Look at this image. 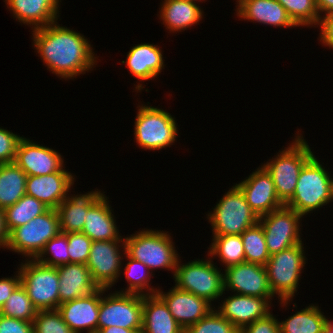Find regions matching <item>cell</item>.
<instances>
[{"label":"cell","instance_id":"obj_1","mask_svg":"<svg viewBox=\"0 0 333 333\" xmlns=\"http://www.w3.org/2000/svg\"><path fill=\"white\" fill-rule=\"evenodd\" d=\"M58 22L33 29V44L49 71L63 79L85 74L97 65L93 48L84 35Z\"/></svg>","mask_w":333,"mask_h":333},{"label":"cell","instance_id":"obj_2","mask_svg":"<svg viewBox=\"0 0 333 333\" xmlns=\"http://www.w3.org/2000/svg\"><path fill=\"white\" fill-rule=\"evenodd\" d=\"M315 155L303 166L293 196L285 203L302 216L333 201V179Z\"/></svg>","mask_w":333,"mask_h":333},{"label":"cell","instance_id":"obj_3","mask_svg":"<svg viewBox=\"0 0 333 333\" xmlns=\"http://www.w3.org/2000/svg\"><path fill=\"white\" fill-rule=\"evenodd\" d=\"M294 142L279 151L275 158L262 166L270 174L278 198L285 204L294 194L303 166L314 156L302 134H296Z\"/></svg>","mask_w":333,"mask_h":333},{"label":"cell","instance_id":"obj_4","mask_svg":"<svg viewBox=\"0 0 333 333\" xmlns=\"http://www.w3.org/2000/svg\"><path fill=\"white\" fill-rule=\"evenodd\" d=\"M168 232L158 230H140L127 236L125 240L126 253L133 259L142 262L150 271L155 268L175 269L179 255L174 247V242Z\"/></svg>","mask_w":333,"mask_h":333},{"label":"cell","instance_id":"obj_5","mask_svg":"<svg viewBox=\"0 0 333 333\" xmlns=\"http://www.w3.org/2000/svg\"><path fill=\"white\" fill-rule=\"evenodd\" d=\"M303 249V243H299L275 253L270 256L265 265L272 294L278 295V299L284 307L288 305L297 292L301 270L306 264Z\"/></svg>","mask_w":333,"mask_h":333},{"label":"cell","instance_id":"obj_6","mask_svg":"<svg viewBox=\"0 0 333 333\" xmlns=\"http://www.w3.org/2000/svg\"><path fill=\"white\" fill-rule=\"evenodd\" d=\"M213 236L241 235L259 222V217L246 202L241 189L235 184L207 214Z\"/></svg>","mask_w":333,"mask_h":333},{"label":"cell","instance_id":"obj_7","mask_svg":"<svg viewBox=\"0 0 333 333\" xmlns=\"http://www.w3.org/2000/svg\"><path fill=\"white\" fill-rule=\"evenodd\" d=\"M60 218L57 209L49 208L27 224L13 229L8 235L6 249L35 259L45 244L58 235Z\"/></svg>","mask_w":333,"mask_h":333},{"label":"cell","instance_id":"obj_8","mask_svg":"<svg viewBox=\"0 0 333 333\" xmlns=\"http://www.w3.org/2000/svg\"><path fill=\"white\" fill-rule=\"evenodd\" d=\"M208 259H198L184 265L178 260L173 278L178 289L212 303L224 294V279L223 272L212 263V258Z\"/></svg>","mask_w":333,"mask_h":333},{"label":"cell","instance_id":"obj_9","mask_svg":"<svg viewBox=\"0 0 333 333\" xmlns=\"http://www.w3.org/2000/svg\"><path fill=\"white\" fill-rule=\"evenodd\" d=\"M135 119L134 134L139 147L148 150H161L172 145L178 130L175 118L163 109L139 105Z\"/></svg>","mask_w":333,"mask_h":333},{"label":"cell","instance_id":"obj_10","mask_svg":"<svg viewBox=\"0 0 333 333\" xmlns=\"http://www.w3.org/2000/svg\"><path fill=\"white\" fill-rule=\"evenodd\" d=\"M18 268L21 285L38 310H57L59 307V275L56 267L36 259H27Z\"/></svg>","mask_w":333,"mask_h":333},{"label":"cell","instance_id":"obj_11","mask_svg":"<svg viewBox=\"0 0 333 333\" xmlns=\"http://www.w3.org/2000/svg\"><path fill=\"white\" fill-rule=\"evenodd\" d=\"M107 290L102 288L97 331L112 326L142 330L143 295L115 291L103 298Z\"/></svg>","mask_w":333,"mask_h":333},{"label":"cell","instance_id":"obj_12","mask_svg":"<svg viewBox=\"0 0 333 333\" xmlns=\"http://www.w3.org/2000/svg\"><path fill=\"white\" fill-rule=\"evenodd\" d=\"M302 217L286 205L259 217L270 256L302 243L299 233Z\"/></svg>","mask_w":333,"mask_h":333},{"label":"cell","instance_id":"obj_13","mask_svg":"<svg viewBox=\"0 0 333 333\" xmlns=\"http://www.w3.org/2000/svg\"><path fill=\"white\" fill-rule=\"evenodd\" d=\"M122 246L123 253L119 249ZM125 253V240L92 242L86 265L99 288L110 289L116 280H119L118 277L122 273L121 267H123L121 264L124 259L122 255Z\"/></svg>","mask_w":333,"mask_h":333},{"label":"cell","instance_id":"obj_14","mask_svg":"<svg viewBox=\"0 0 333 333\" xmlns=\"http://www.w3.org/2000/svg\"><path fill=\"white\" fill-rule=\"evenodd\" d=\"M223 279L224 292L228 289L227 291L252 297L272 298L274 296L264 265L242 262L229 266L225 268Z\"/></svg>","mask_w":333,"mask_h":333},{"label":"cell","instance_id":"obj_15","mask_svg":"<svg viewBox=\"0 0 333 333\" xmlns=\"http://www.w3.org/2000/svg\"><path fill=\"white\" fill-rule=\"evenodd\" d=\"M63 160L58 151L23 137L16 150L14 162L27 176H40L66 171L63 169Z\"/></svg>","mask_w":333,"mask_h":333},{"label":"cell","instance_id":"obj_16","mask_svg":"<svg viewBox=\"0 0 333 333\" xmlns=\"http://www.w3.org/2000/svg\"><path fill=\"white\" fill-rule=\"evenodd\" d=\"M240 183L236 184L243 192L246 202L258 217L285 205L275 190L270 174L261 166Z\"/></svg>","mask_w":333,"mask_h":333},{"label":"cell","instance_id":"obj_17","mask_svg":"<svg viewBox=\"0 0 333 333\" xmlns=\"http://www.w3.org/2000/svg\"><path fill=\"white\" fill-rule=\"evenodd\" d=\"M157 294L165 301L172 316L184 330L214 309L206 299L180 290L176 286L167 293L159 289Z\"/></svg>","mask_w":333,"mask_h":333},{"label":"cell","instance_id":"obj_18","mask_svg":"<svg viewBox=\"0 0 333 333\" xmlns=\"http://www.w3.org/2000/svg\"><path fill=\"white\" fill-rule=\"evenodd\" d=\"M270 299L272 300V298L252 297L235 293L225 298L223 304L216 311L241 331L247 325L270 313Z\"/></svg>","mask_w":333,"mask_h":333},{"label":"cell","instance_id":"obj_19","mask_svg":"<svg viewBox=\"0 0 333 333\" xmlns=\"http://www.w3.org/2000/svg\"><path fill=\"white\" fill-rule=\"evenodd\" d=\"M74 177V178H73ZM75 176L67 171H57L49 175L28 176L26 194L35 197L51 209L58 206L68 197Z\"/></svg>","mask_w":333,"mask_h":333},{"label":"cell","instance_id":"obj_20","mask_svg":"<svg viewBox=\"0 0 333 333\" xmlns=\"http://www.w3.org/2000/svg\"><path fill=\"white\" fill-rule=\"evenodd\" d=\"M102 288L97 289L86 297L64 302L57 308L64 322L75 332L87 333L97 331L99 306Z\"/></svg>","mask_w":333,"mask_h":333},{"label":"cell","instance_id":"obj_21","mask_svg":"<svg viewBox=\"0 0 333 333\" xmlns=\"http://www.w3.org/2000/svg\"><path fill=\"white\" fill-rule=\"evenodd\" d=\"M56 268L59 275V305L86 297L99 289L86 264L68 263Z\"/></svg>","mask_w":333,"mask_h":333},{"label":"cell","instance_id":"obj_22","mask_svg":"<svg viewBox=\"0 0 333 333\" xmlns=\"http://www.w3.org/2000/svg\"><path fill=\"white\" fill-rule=\"evenodd\" d=\"M237 16L275 27H297L277 0H237Z\"/></svg>","mask_w":333,"mask_h":333},{"label":"cell","instance_id":"obj_23","mask_svg":"<svg viewBox=\"0 0 333 333\" xmlns=\"http://www.w3.org/2000/svg\"><path fill=\"white\" fill-rule=\"evenodd\" d=\"M7 8L20 23L32 25V30L58 20L61 0H5ZM9 6V7H8ZM34 25V27H33Z\"/></svg>","mask_w":333,"mask_h":333},{"label":"cell","instance_id":"obj_24","mask_svg":"<svg viewBox=\"0 0 333 333\" xmlns=\"http://www.w3.org/2000/svg\"><path fill=\"white\" fill-rule=\"evenodd\" d=\"M105 194L88 210L82 233L92 241L124 240L119 235L115 216Z\"/></svg>","mask_w":333,"mask_h":333},{"label":"cell","instance_id":"obj_25","mask_svg":"<svg viewBox=\"0 0 333 333\" xmlns=\"http://www.w3.org/2000/svg\"><path fill=\"white\" fill-rule=\"evenodd\" d=\"M122 63H126L132 76L140 82L156 78L165 65L161 48L150 43H141L132 47L126 61Z\"/></svg>","mask_w":333,"mask_h":333},{"label":"cell","instance_id":"obj_26","mask_svg":"<svg viewBox=\"0 0 333 333\" xmlns=\"http://www.w3.org/2000/svg\"><path fill=\"white\" fill-rule=\"evenodd\" d=\"M103 195L97 189L86 194L68 196L57 208L61 232H82L88 210Z\"/></svg>","mask_w":333,"mask_h":333},{"label":"cell","instance_id":"obj_27","mask_svg":"<svg viewBox=\"0 0 333 333\" xmlns=\"http://www.w3.org/2000/svg\"><path fill=\"white\" fill-rule=\"evenodd\" d=\"M165 301L158 295L143 296L141 333H184Z\"/></svg>","mask_w":333,"mask_h":333},{"label":"cell","instance_id":"obj_28","mask_svg":"<svg viewBox=\"0 0 333 333\" xmlns=\"http://www.w3.org/2000/svg\"><path fill=\"white\" fill-rule=\"evenodd\" d=\"M160 19L170 32H181L203 19V10L194 1L164 0Z\"/></svg>","mask_w":333,"mask_h":333},{"label":"cell","instance_id":"obj_29","mask_svg":"<svg viewBox=\"0 0 333 333\" xmlns=\"http://www.w3.org/2000/svg\"><path fill=\"white\" fill-rule=\"evenodd\" d=\"M27 177L15 162L0 164V209L14 205L26 194Z\"/></svg>","mask_w":333,"mask_h":333},{"label":"cell","instance_id":"obj_30","mask_svg":"<svg viewBox=\"0 0 333 333\" xmlns=\"http://www.w3.org/2000/svg\"><path fill=\"white\" fill-rule=\"evenodd\" d=\"M320 310L318 306L311 304L297 311L285 321L279 322L280 333H323L328 318Z\"/></svg>","mask_w":333,"mask_h":333},{"label":"cell","instance_id":"obj_31","mask_svg":"<svg viewBox=\"0 0 333 333\" xmlns=\"http://www.w3.org/2000/svg\"><path fill=\"white\" fill-rule=\"evenodd\" d=\"M48 209L49 207L35 197L25 194L14 205L4 210L5 225L8 233L19 226L27 224Z\"/></svg>","mask_w":333,"mask_h":333},{"label":"cell","instance_id":"obj_32","mask_svg":"<svg viewBox=\"0 0 333 333\" xmlns=\"http://www.w3.org/2000/svg\"><path fill=\"white\" fill-rule=\"evenodd\" d=\"M208 256L219 257L220 261L229 267L245 262V251L241 235L213 236Z\"/></svg>","mask_w":333,"mask_h":333},{"label":"cell","instance_id":"obj_33","mask_svg":"<svg viewBox=\"0 0 333 333\" xmlns=\"http://www.w3.org/2000/svg\"><path fill=\"white\" fill-rule=\"evenodd\" d=\"M124 255L126 256L125 258L129 260L124 269V275L129 285H127V289L125 288L124 291L122 290L119 292L139 294L143 296L157 294L159 289L153 287L150 288L149 286L150 278L152 277L151 275H154L152 274L153 272L150 273V270L146 265L138 260L131 258L127 253Z\"/></svg>","mask_w":333,"mask_h":333},{"label":"cell","instance_id":"obj_34","mask_svg":"<svg viewBox=\"0 0 333 333\" xmlns=\"http://www.w3.org/2000/svg\"><path fill=\"white\" fill-rule=\"evenodd\" d=\"M245 251V262L266 265L270 254L265 242L264 232L261 224L249 227L241 234Z\"/></svg>","mask_w":333,"mask_h":333},{"label":"cell","instance_id":"obj_35","mask_svg":"<svg viewBox=\"0 0 333 333\" xmlns=\"http://www.w3.org/2000/svg\"><path fill=\"white\" fill-rule=\"evenodd\" d=\"M37 312L38 309L33 305L26 289L21 284L0 309V314L4 316L21 319L27 322H33Z\"/></svg>","mask_w":333,"mask_h":333},{"label":"cell","instance_id":"obj_36","mask_svg":"<svg viewBox=\"0 0 333 333\" xmlns=\"http://www.w3.org/2000/svg\"><path fill=\"white\" fill-rule=\"evenodd\" d=\"M287 11L293 22L299 26L318 25L320 17L316 0H277Z\"/></svg>","mask_w":333,"mask_h":333},{"label":"cell","instance_id":"obj_37","mask_svg":"<svg viewBox=\"0 0 333 333\" xmlns=\"http://www.w3.org/2000/svg\"><path fill=\"white\" fill-rule=\"evenodd\" d=\"M67 233L60 232L54 238L49 240L40 254L35 258L38 262L47 265L58 267L69 263ZM47 254L50 258H45Z\"/></svg>","mask_w":333,"mask_h":333},{"label":"cell","instance_id":"obj_38","mask_svg":"<svg viewBox=\"0 0 333 333\" xmlns=\"http://www.w3.org/2000/svg\"><path fill=\"white\" fill-rule=\"evenodd\" d=\"M184 333H240V331L216 310L189 326Z\"/></svg>","mask_w":333,"mask_h":333},{"label":"cell","instance_id":"obj_39","mask_svg":"<svg viewBox=\"0 0 333 333\" xmlns=\"http://www.w3.org/2000/svg\"><path fill=\"white\" fill-rule=\"evenodd\" d=\"M33 326L34 333H75L64 322L58 310H38Z\"/></svg>","mask_w":333,"mask_h":333},{"label":"cell","instance_id":"obj_40","mask_svg":"<svg viewBox=\"0 0 333 333\" xmlns=\"http://www.w3.org/2000/svg\"><path fill=\"white\" fill-rule=\"evenodd\" d=\"M69 263L87 264L92 240L82 232L67 233Z\"/></svg>","mask_w":333,"mask_h":333},{"label":"cell","instance_id":"obj_41","mask_svg":"<svg viewBox=\"0 0 333 333\" xmlns=\"http://www.w3.org/2000/svg\"><path fill=\"white\" fill-rule=\"evenodd\" d=\"M20 137L0 127V164L14 162Z\"/></svg>","mask_w":333,"mask_h":333},{"label":"cell","instance_id":"obj_42","mask_svg":"<svg viewBox=\"0 0 333 333\" xmlns=\"http://www.w3.org/2000/svg\"><path fill=\"white\" fill-rule=\"evenodd\" d=\"M240 333H280L279 321L273 314L268 313L265 317L247 325Z\"/></svg>","mask_w":333,"mask_h":333},{"label":"cell","instance_id":"obj_43","mask_svg":"<svg viewBox=\"0 0 333 333\" xmlns=\"http://www.w3.org/2000/svg\"><path fill=\"white\" fill-rule=\"evenodd\" d=\"M0 333H34L33 322L0 314Z\"/></svg>","mask_w":333,"mask_h":333},{"label":"cell","instance_id":"obj_44","mask_svg":"<svg viewBox=\"0 0 333 333\" xmlns=\"http://www.w3.org/2000/svg\"><path fill=\"white\" fill-rule=\"evenodd\" d=\"M17 272L18 275H14V277L0 279V309L4 306L11 294L21 284L19 270Z\"/></svg>","mask_w":333,"mask_h":333},{"label":"cell","instance_id":"obj_45","mask_svg":"<svg viewBox=\"0 0 333 333\" xmlns=\"http://www.w3.org/2000/svg\"><path fill=\"white\" fill-rule=\"evenodd\" d=\"M318 25L321 28L319 40L333 49V12L320 17Z\"/></svg>","mask_w":333,"mask_h":333},{"label":"cell","instance_id":"obj_46","mask_svg":"<svg viewBox=\"0 0 333 333\" xmlns=\"http://www.w3.org/2000/svg\"><path fill=\"white\" fill-rule=\"evenodd\" d=\"M8 231L5 225L4 210L0 209V248H5L8 241Z\"/></svg>","mask_w":333,"mask_h":333},{"label":"cell","instance_id":"obj_47","mask_svg":"<svg viewBox=\"0 0 333 333\" xmlns=\"http://www.w3.org/2000/svg\"><path fill=\"white\" fill-rule=\"evenodd\" d=\"M319 15L324 12L326 14L333 12V0H316Z\"/></svg>","mask_w":333,"mask_h":333},{"label":"cell","instance_id":"obj_48","mask_svg":"<svg viewBox=\"0 0 333 333\" xmlns=\"http://www.w3.org/2000/svg\"><path fill=\"white\" fill-rule=\"evenodd\" d=\"M101 333H141V330L126 329L118 326L102 328Z\"/></svg>","mask_w":333,"mask_h":333},{"label":"cell","instance_id":"obj_49","mask_svg":"<svg viewBox=\"0 0 333 333\" xmlns=\"http://www.w3.org/2000/svg\"><path fill=\"white\" fill-rule=\"evenodd\" d=\"M331 320H327L324 328H323V333H333V322Z\"/></svg>","mask_w":333,"mask_h":333},{"label":"cell","instance_id":"obj_50","mask_svg":"<svg viewBox=\"0 0 333 333\" xmlns=\"http://www.w3.org/2000/svg\"><path fill=\"white\" fill-rule=\"evenodd\" d=\"M190 1H194V2H197V1L199 2L200 1L201 2V0H190ZM202 1H205V0H202Z\"/></svg>","mask_w":333,"mask_h":333},{"label":"cell","instance_id":"obj_51","mask_svg":"<svg viewBox=\"0 0 333 333\" xmlns=\"http://www.w3.org/2000/svg\"><path fill=\"white\" fill-rule=\"evenodd\" d=\"M90 333H101L100 331H93V332H90Z\"/></svg>","mask_w":333,"mask_h":333}]
</instances>
